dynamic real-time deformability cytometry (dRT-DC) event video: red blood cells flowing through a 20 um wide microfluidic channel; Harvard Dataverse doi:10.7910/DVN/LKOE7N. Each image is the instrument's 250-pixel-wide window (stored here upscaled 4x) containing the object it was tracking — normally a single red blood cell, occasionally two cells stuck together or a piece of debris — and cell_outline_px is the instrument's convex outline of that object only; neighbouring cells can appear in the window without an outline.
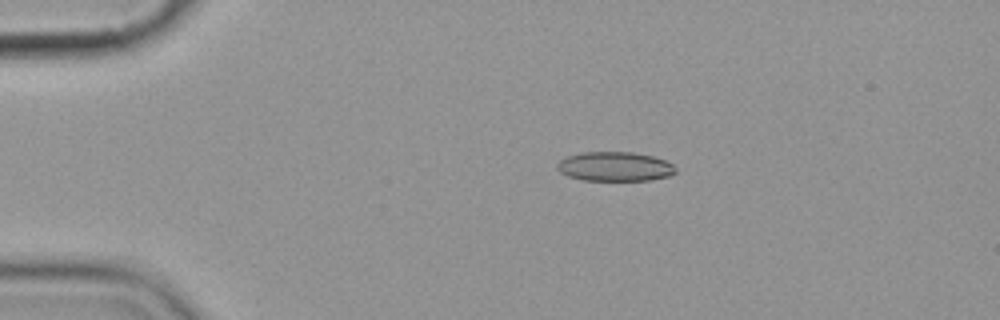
{"species": "common noctule bat (a hibernating species)", "species_latin": "Nyctalus noctula", "temperature_condition": "cold", "stored_images_in_passage": 15, "camera_frame_rate_fps": 3000, "um_per_image_px": 0.085, "animal": {"sex": "female", "body_mass_g": 19.9}, "frame": {"image": 1, "passage_image": 3, "time_ms": 3.0, "image_size_px": [1000, 320], "cell_outline_px": [[676, 172], [668, 176], [652, 180], [580, 180], [568, 176], [560, 172], [556, 168], [556, 164], [560, 160], [568, 156], [580, 152], [632, 152], [652, 156], [664, 160], [672, 164], [676, 168]], "centroid_in_image_um": [52.24, 14.15], "position_along_channel_um": 32.8, "area_um2": 20.29}}
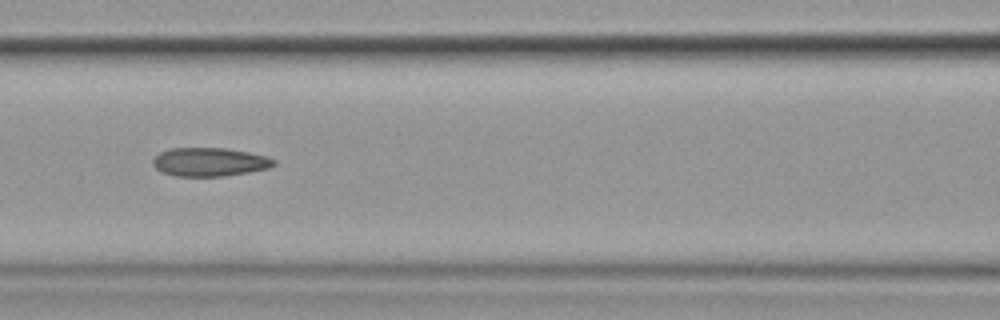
{"frame": {"image": 2, "passage_image": 7, "time_ms": 7.667, "image_size_px": [1000, 320], "cell_outline_px": [[276, 164], [268, 168], [248, 172], [224, 176], [176, 176], [160, 172], [152, 164], [152, 160], [160, 152], [168, 148], [228, 148], [248, 152], [264, 156], [276, 160]], "centroid_in_image_um": [17.78, 13.76], "position_along_channel_um": 148.8, "area_um2": 20.17}}
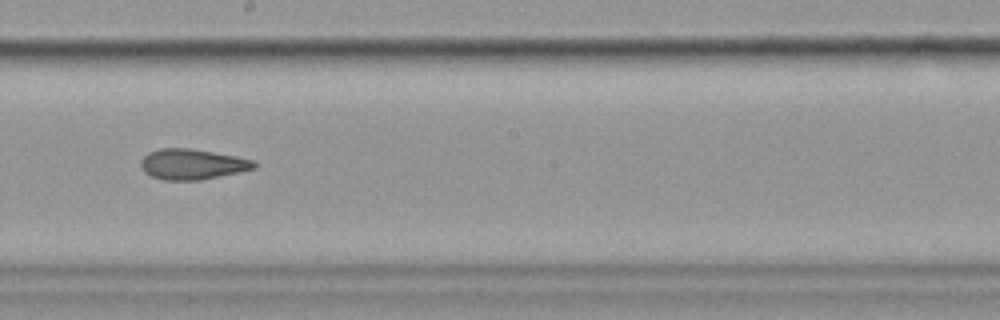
{"frame": {"image": 3, "passage_image": 9, "time_ms": 10.0, "image_size_px": [1000, 320], "cell_outline_px": [[256, 168], [240, 172], [200, 180], [164, 180], [152, 176], [144, 172], [140, 164], [140, 160], [148, 152], [160, 148], [192, 148], [236, 156], [256, 160]], "centroid_in_image_um": [16.35, 13.95], "position_along_channel_um": 231.8, "area_um2": 20.29}, "authors_computed_cell_mechanics": {"area_um2": 20.2878, "velocity_mm_per_s": 3.5922, "shape_relaxation_time_tau1_ms": null, "shape_relaxation_time_tau2_ms": 5.537, "deformation_change_tau1": null, "deformation_change_tau2": 0.1411}}